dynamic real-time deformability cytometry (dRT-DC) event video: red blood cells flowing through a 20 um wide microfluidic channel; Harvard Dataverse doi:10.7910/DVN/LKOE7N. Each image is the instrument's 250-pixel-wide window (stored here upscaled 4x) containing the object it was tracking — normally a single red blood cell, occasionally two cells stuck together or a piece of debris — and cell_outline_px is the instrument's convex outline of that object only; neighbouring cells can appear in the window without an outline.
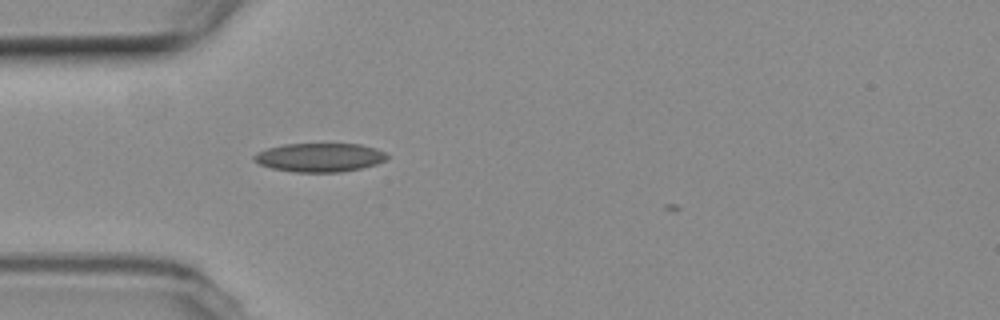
{"species": "common noctule bat (a hibernating species)", "species_latin": "Nyctalus noctula", "temperature_condition": "room temperature", "stored_images_in_passage": 43, "camera_frame_rate_fps": 3000, "um_per_image_px": 0.085, "animal": {"sex": "female", "body_mass_g": 19.3, "forearm_length_mm": 54.1}, "frame": {"image": 1, "passage_image": 5, "time_ms": 1.333, "image_size_px": [1000, 320], "cell_outline_px": [[388, 156], [384, 160], [376, 164], [360, 168], [340, 172], [296, 172], [272, 168], [260, 164], [252, 160], [252, 156], [256, 152], [268, 148], [284, 144], [360, 144], [376, 148], [384, 152]], "centroid_in_image_um": [27.13, 13.38], "position_along_channel_um": 57.9, "area_um2": 22.2}}
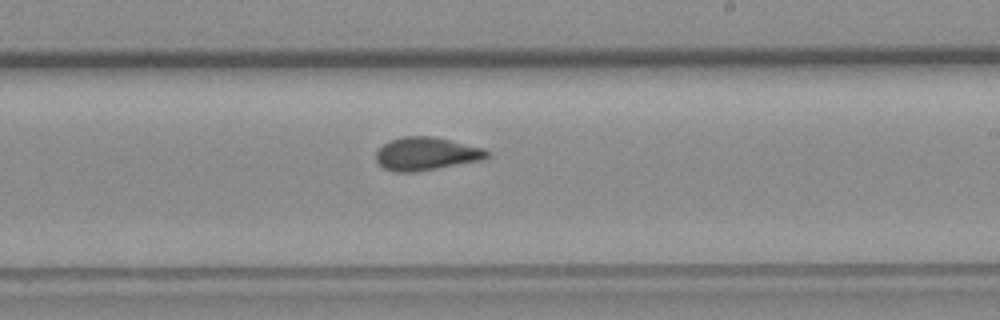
{"frame": {"image": 2, "passage_image": 21, "time_ms": 6.667, "image_size_px": [1000, 320], "cell_outline_px": [[488, 156], [480, 160], [436, 168], [412, 172], [396, 172], [384, 168], [376, 160], [376, 152], [388, 140], [404, 136], [432, 136], [484, 148], [488, 152]], "centroid_in_image_um": [36.19, 13.06], "position_along_channel_um": 252.8, "area_um2": 21.04}}
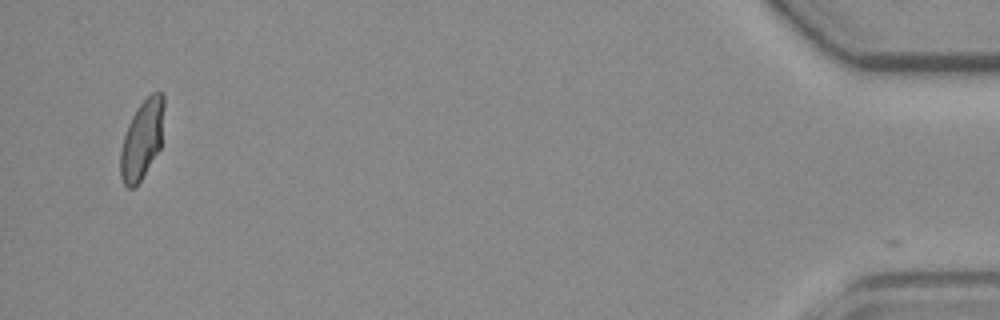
{"frame": {"image": 3, "passage_image": 42, "time_ms": 13.667, "image_size_px": [1000, 320], "cell_outline_px": [[164, 108], [160, 148], [140, 180], [132, 188], [128, 188], [124, 184], [120, 176], [120, 152], [124, 136], [128, 124], [136, 108], [152, 92], [160, 92], [164, 96]], "centroid_in_image_um": [12.06, 11.83], "position_along_channel_um": 423.1, "area_um2": 19.83}, "authors_computed_cell_mechanics": {"area_um2": 20.8658, "velocity_mm_per_s": 3.7145, "shape_relaxation_time_tau1_ms": null, "shape_relaxation_time_tau2_ms": 1.1925, "deformation_change_tau1": null, "deformation_change_tau2": 0.07}}